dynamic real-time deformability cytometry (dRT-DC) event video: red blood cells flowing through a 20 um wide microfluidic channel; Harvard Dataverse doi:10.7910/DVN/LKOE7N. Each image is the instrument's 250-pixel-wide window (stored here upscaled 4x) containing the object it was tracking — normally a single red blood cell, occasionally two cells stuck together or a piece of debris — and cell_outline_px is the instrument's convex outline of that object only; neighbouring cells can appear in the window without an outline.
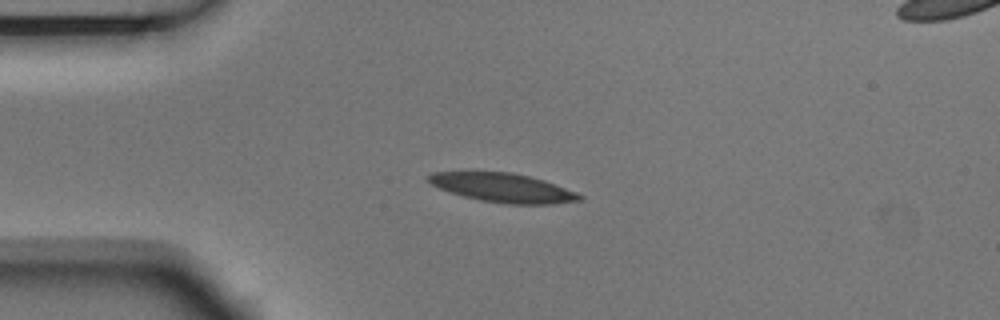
{"species": "Egyptian fruit bat (a non-hibernating species)", "species_latin": "Rousettus aegyptiacus", "temperature_condition": "room temperature", "stored_images_in_passage": 5, "segment_of_instrument_passage": [1, 2], "camera_frame_rate_fps": 3000, "um_per_image_px": 0.085, "animal": {"sex": "male"}, "frame": {"image": 1, "passage_image": 3, "time_ms": 0.667, "image_size_px": [1000, 320], "cell_outline_px": [[584, 200], [552, 204], [508, 204], [480, 200], [464, 196], [440, 188], [432, 184], [428, 180], [428, 176], [432, 172], [508, 172], [528, 176], [544, 180], [576, 192], [584, 196]], "centroid_in_image_um": [42.8, 15.97], "position_along_channel_um": 42.2, "area_um2": 25.2}}